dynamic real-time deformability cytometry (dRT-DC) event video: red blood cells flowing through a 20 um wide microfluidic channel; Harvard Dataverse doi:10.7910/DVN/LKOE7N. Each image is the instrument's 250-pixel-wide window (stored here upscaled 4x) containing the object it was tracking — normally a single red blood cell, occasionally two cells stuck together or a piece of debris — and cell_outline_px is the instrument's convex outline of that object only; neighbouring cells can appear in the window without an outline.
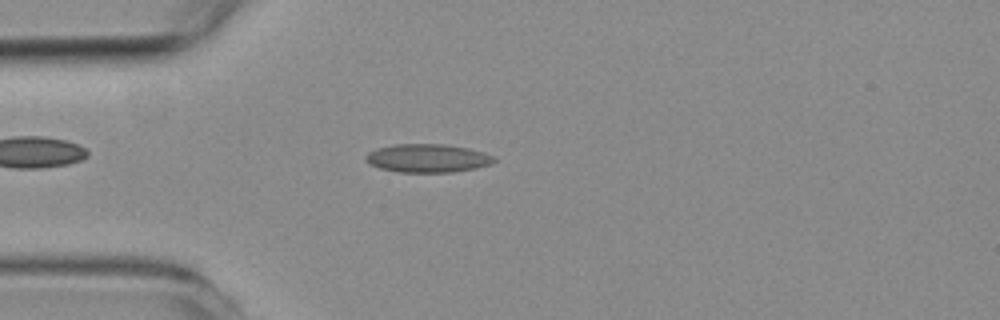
{"species": "common noctule bat (a hibernating species)", "species_latin": "Nyctalus noctula", "temperature_condition": "room temperature", "stored_images_in_passage": 56, "camera_frame_rate_fps": 3000, "um_per_image_px": 0.085, "animal": {"sex": "female", "body_mass_g": 19.3, "forearm_length_mm": 54.1}, "frame": {"image": 1, "passage_image": 14, "time_ms": 4.333, "image_size_px": [1000, 320], "cell_outline_px": [[496, 160], [492, 164], [476, 168], [452, 172], [396, 172], [380, 168], [368, 164], [364, 160], [364, 156], [368, 152], [376, 148], [396, 144], [444, 144], [468, 148], [484, 152], [496, 156]], "centroid_in_image_um": [36.34, 13.45], "position_along_channel_um": 48.7, "area_um2": 21.5}}
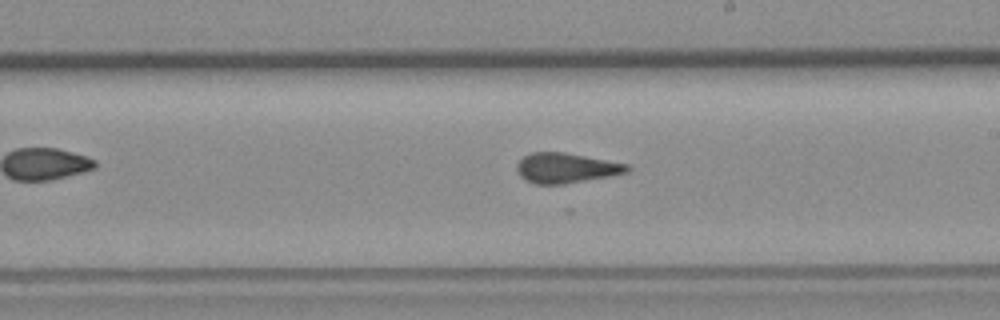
{"frame": {"image": 2, "passage_image": 31, "time_ms": 10.0, "image_size_px": [1000, 320], "cell_outline_px": [[632, 168], [628, 172], [608, 176], [564, 184], [536, 184], [524, 180], [520, 176], [516, 168], [516, 164], [524, 156], [532, 152], [564, 152], [628, 164]], "centroid_in_image_um": [48.09, 14.28], "position_along_channel_um": 240.9, "area_um2": 19.25}}
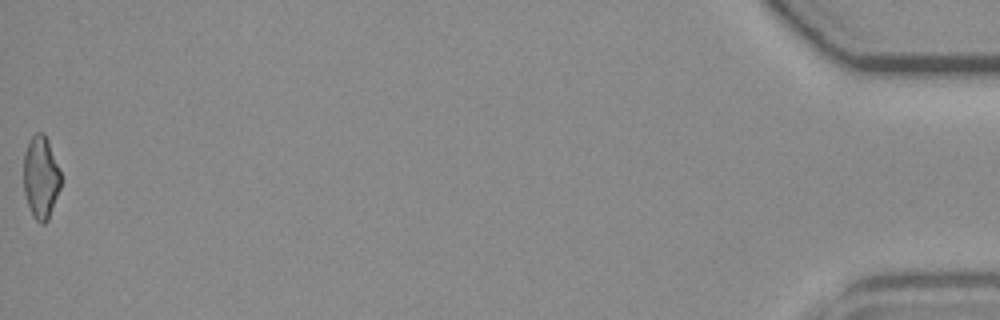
{"frame": {"image": 3, "passage_image": 56, "time_ms": 18.333, "image_size_px": [1000, 320], "cell_outline_px": [[60, 188], [48, 220], [44, 224], [40, 224], [32, 216], [24, 192], [24, 152], [28, 140], [36, 132], [44, 132], [48, 140], [60, 172]], "centroid_in_image_um": [3.46, 15.06], "position_along_channel_um": 431.7, "area_um2": 17.92}, "authors_computed_cell_mechanics": {"area_um2": 19.5942, "velocity_mm_per_s": 3.5904, "shape_relaxation_time_tau1_ms": null, "shape_relaxation_time_tau2_ms": 1.4136, "deformation_change_tau1": null, "deformation_change_tau2": 0.0863}}